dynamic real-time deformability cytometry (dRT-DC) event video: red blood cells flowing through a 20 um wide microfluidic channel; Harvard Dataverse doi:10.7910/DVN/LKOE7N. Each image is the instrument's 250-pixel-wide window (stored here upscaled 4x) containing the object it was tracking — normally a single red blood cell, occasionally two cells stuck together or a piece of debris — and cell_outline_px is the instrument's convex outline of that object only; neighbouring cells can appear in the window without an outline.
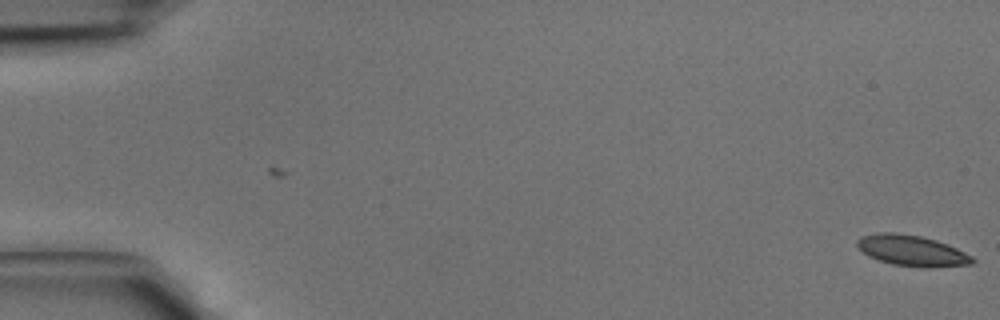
{"species": "common noctule bat (a hibernating species)", "species_latin": "Nyctalus noctula", "temperature_condition": "cold", "stored_images_in_passage": 5, "camera_frame_rate_fps": 3000, "um_per_image_px": 0.085, "animal": {"sex": "male", "body_mass_g": 15.6}, "frame": {"image": 1, "passage_image": 5, "time_ms": 1.333, "image_size_px": [1000, 320], "cell_outline_px": [[976, 260], [972, 264], [928, 268], [920, 268], [892, 264], [868, 256], [856, 244], [856, 240], [860, 236], [880, 232], [896, 232], [920, 236], [936, 240], [956, 248], [972, 256]], "centroid_in_image_um": [77.51, 21.31], "position_along_channel_um": 7.5, "area_um2": 20.75}}